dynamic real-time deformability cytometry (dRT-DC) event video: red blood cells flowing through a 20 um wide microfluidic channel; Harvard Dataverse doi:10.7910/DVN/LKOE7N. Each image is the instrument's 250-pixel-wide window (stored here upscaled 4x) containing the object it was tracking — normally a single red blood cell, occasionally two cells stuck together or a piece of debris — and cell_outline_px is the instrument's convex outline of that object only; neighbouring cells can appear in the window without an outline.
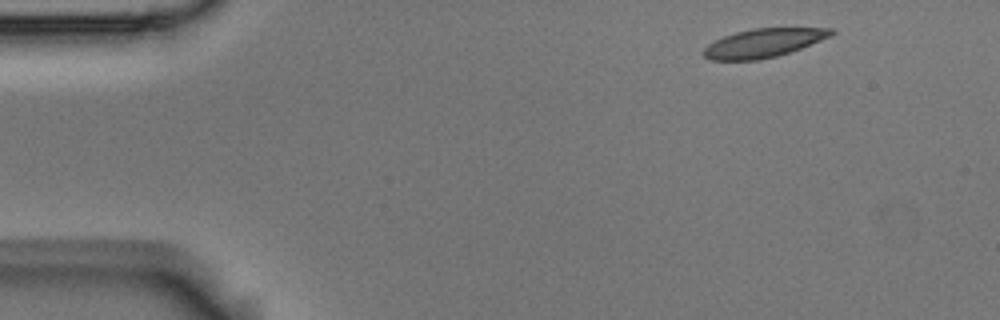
{"species": "Egyptian fruit bat (a non-hibernating species)", "species_latin": "Rousettus aegyptiacus", "temperature_condition": "room temperature", "stored_images_in_passage": 5, "camera_frame_rate_fps": 3000, "um_per_image_px": 0.085, "animal": {"sex": "male"}, "frame": {"image": 1, "passage_image": 1, "time_ms": 0.0, "image_size_px": [1000, 320], "cell_outline_px": [[836, 32], [832, 36], [800, 48], [776, 56], [760, 60], [712, 60], [704, 56], [700, 52], [708, 44], [724, 36], [736, 32], [752, 28], [832, 28]], "centroid_in_image_um": [64.88, 3.65], "position_along_channel_um": 20.1, "area_um2": 21.27}}
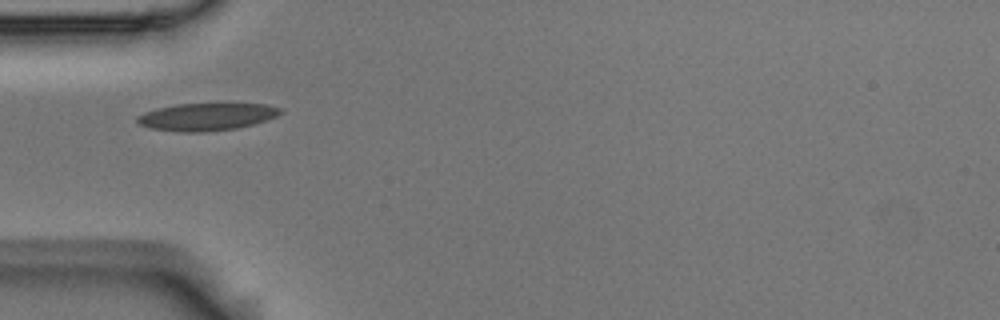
{"frame": {"image": 2, "passage_image": 4, "time_ms": 1.0, "image_size_px": [1000, 320], "cell_outline_px": [[284, 112], [268, 120], [236, 128], [204, 132], [184, 132], [152, 128], [140, 124], [136, 120], [136, 116], [144, 112], [156, 108], [176, 104], [264, 104], [280, 108]], "centroid_in_image_um": [17.56, 9.92], "position_along_channel_um": 67.4, "area_um2": 22.72}}
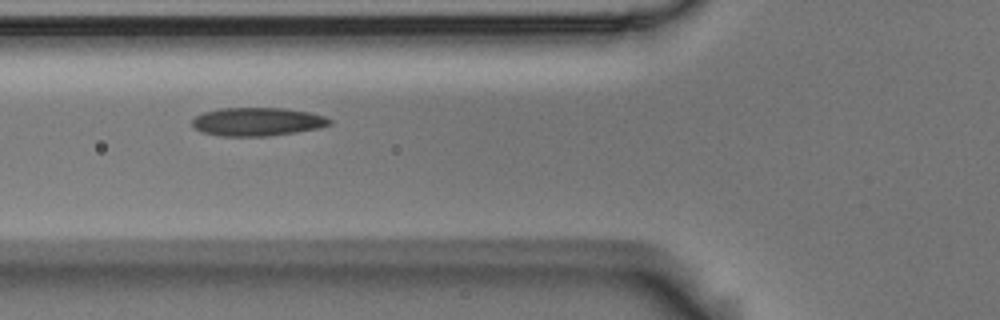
{"frame": {"image": 3, "passage_image": 5, "time_ms": 1.333, "image_size_px": [1000, 320], "cell_outline_px": [[332, 124], [320, 128], [296, 132], [268, 136], [220, 136], [200, 132], [192, 124], [192, 120], [196, 116], [204, 112], [220, 108], [284, 108], [308, 112], [324, 116], [332, 120]], "centroid_in_image_um": [21.88, 10.35], "position_along_channel_um": 103.9, "area_um2": 22.77}}